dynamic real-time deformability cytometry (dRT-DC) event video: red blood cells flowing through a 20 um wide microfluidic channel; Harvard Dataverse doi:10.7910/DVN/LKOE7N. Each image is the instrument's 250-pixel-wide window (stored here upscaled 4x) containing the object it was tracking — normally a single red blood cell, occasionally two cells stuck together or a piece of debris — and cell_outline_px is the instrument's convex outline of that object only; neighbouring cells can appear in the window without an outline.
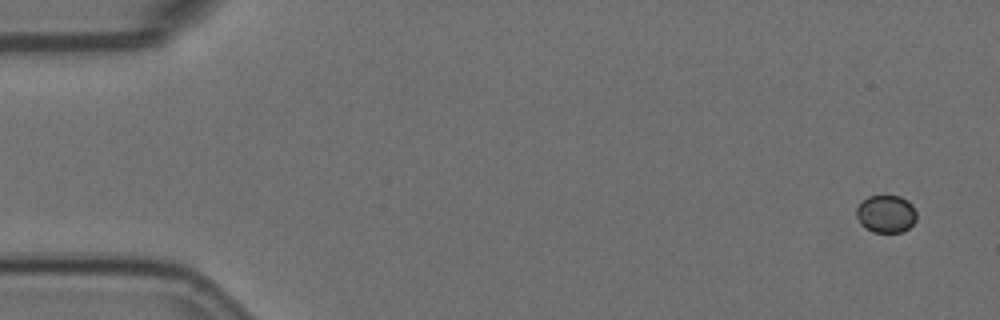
{"species": "Egyptian fruit bat (a non-hibernating species)", "species_latin": "Rousettus aegyptiacus", "temperature_condition": "room temperature", "stored_images_in_passage": 17, "camera_frame_rate_fps": 3000, "um_per_image_px": 0.085, "animal": {"sex": "female"}, "frame": {"image": 1, "passage_image": 1, "time_ms": 0.0, "image_size_px": [1000, 320], "cell_outline_px": [[916, 220], [908, 228], [900, 232], [872, 232], [860, 224], [856, 216], [856, 208], [860, 200], [868, 196], [900, 196], [908, 200], [912, 204], [916, 212]], "centroid_in_image_um": [75.28, 18.16], "position_along_channel_um": 9.7, "area_um2": 13.35}}
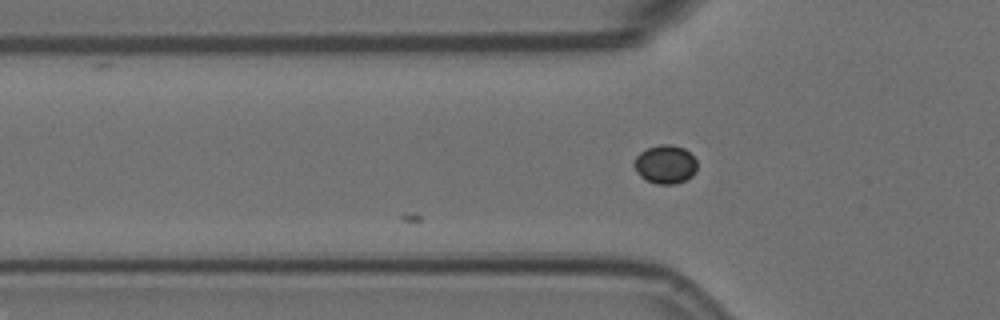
{"frame": {"image": 2, "passage_image": 17, "time_ms": 5.333, "image_size_px": [1000, 320], "cell_outline_px": [[696, 172], [692, 176], [676, 184], [656, 184], [644, 180], [636, 172], [632, 164], [636, 156], [640, 152], [648, 148], [660, 144], [672, 144], [684, 148], [696, 160]], "centroid_in_image_um": [56.52, 13.98], "position_along_channel_um": 69.3, "area_um2": 14.33}}